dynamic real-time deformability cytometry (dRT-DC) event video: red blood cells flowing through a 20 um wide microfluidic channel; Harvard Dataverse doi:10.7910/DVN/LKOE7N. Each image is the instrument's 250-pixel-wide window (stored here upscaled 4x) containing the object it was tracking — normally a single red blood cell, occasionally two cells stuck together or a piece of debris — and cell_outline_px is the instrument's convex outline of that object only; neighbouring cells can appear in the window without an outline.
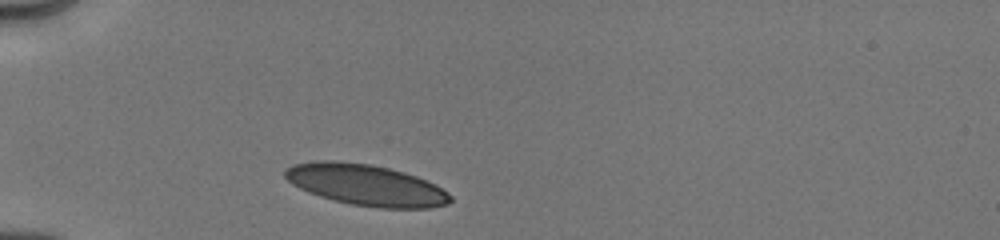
{"species": "human", "species_latin": "Homo sapiens", "temperature_condition": "cold", "stored_images_in_passage": 1, "camera_frame_rate_fps": 3000, "um_per_image_px": 0.085, "donor": {"sex": "male"}, "frame": {"image": 1, "passage_image": 1, "time_ms": 0.0, "image_size_px": [1000, 240], "cell_outline_px": [[452, 200], [448, 204], [428, 208], [380, 208], [352, 204], [332, 200], [308, 192], [292, 184], [284, 176], [284, 168], [292, 164], [316, 160], [336, 160], [372, 164], [404, 172], [428, 180], [436, 184], [448, 192], [452, 196]], "centroid_in_image_um": [31.1, 15.71], "position_along_channel_um": 53.9, "area_um2": 40.0}}